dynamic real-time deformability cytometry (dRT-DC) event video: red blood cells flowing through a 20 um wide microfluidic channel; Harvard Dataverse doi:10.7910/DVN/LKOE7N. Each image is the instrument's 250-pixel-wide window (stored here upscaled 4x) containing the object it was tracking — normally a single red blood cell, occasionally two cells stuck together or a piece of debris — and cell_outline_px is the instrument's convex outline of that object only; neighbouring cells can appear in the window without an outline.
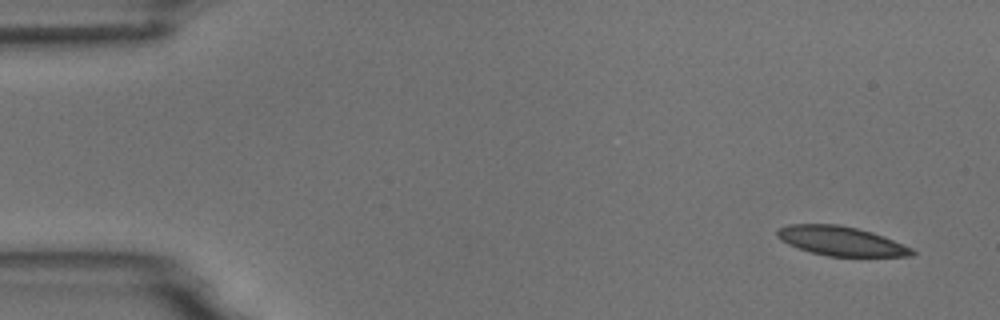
{"species": "common noctule bat (a hibernating species)", "species_latin": "Nyctalus noctula", "temperature_condition": "room temperature", "stored_images_in_passage": 6, "camera_frame_rate_fps": 3000, "um_per_image_px": 0.085, "animal": {"sex": "male", "body_mass_g": 18.8}, "frame": {"image": 1, "passage_image": 1, "time_ms": 0.0, "image_size_px": [1000, 320], "cell_outline_px": [[916, 252], [912, 256], [828, 256], [812, 252], [788, 244], [780, 240], [776, 236], [776, 232], [780, 228], [788, 224], [840, 224], [872, 232], [884, 236], [904, 244], [912, 248]], "centroid_in_image_um": [71.5, 20.48], "position_along_channel_um": 13.5, "area_um2": 22.95}}
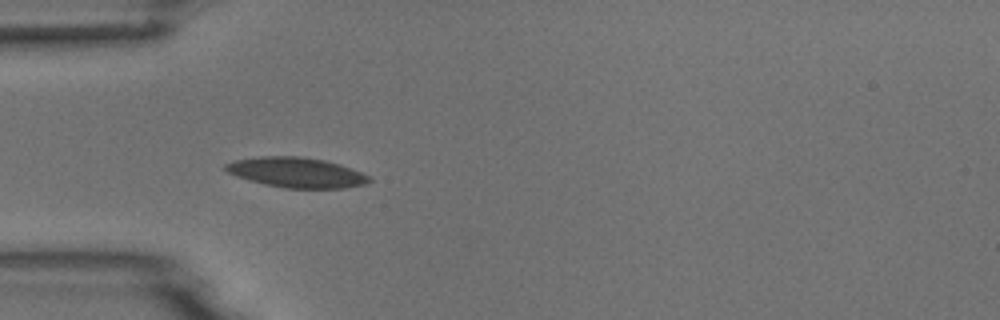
{"frame": {"image": 2, "passage_image": 5, "time_ms": 4.333, "image_size_px": [1000, 320], "cell_outline_px": [[372, 180], [364, 184], [344, 188], [284, 188], [264, 184], [248, 180], [236, 176], [228, 172], [224, 168], [224, 164], [236, 160], [260, 156], [300, 156], [324, 160], [340, 164], [360, 172], [368, 176]], "centroid_in_image_um": [25.17, 14.66], "position_along_channel_um": 59.8, "area_um2": 25.09}}
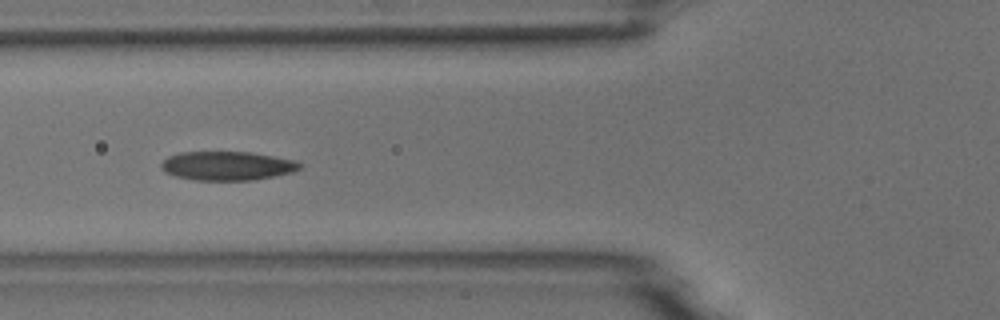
{"frame": {"image": 3, "passage_image": 6, "time_ms": 5.667, "image_size_px": [1000, 320], "cell_outline_px": [[304, 164], [300, 168], [292, 172], [276, 176], [252, 180], [196, 180], [176, 176], [164, 172], [160, 168], [160, 164], [168, 156], [180, 152], [248, 152], [296, 160]], "centroid_in_image_um": [19.32, 14.09], "position_along_channel_um": 106.5, "area_um2": 23.41}}